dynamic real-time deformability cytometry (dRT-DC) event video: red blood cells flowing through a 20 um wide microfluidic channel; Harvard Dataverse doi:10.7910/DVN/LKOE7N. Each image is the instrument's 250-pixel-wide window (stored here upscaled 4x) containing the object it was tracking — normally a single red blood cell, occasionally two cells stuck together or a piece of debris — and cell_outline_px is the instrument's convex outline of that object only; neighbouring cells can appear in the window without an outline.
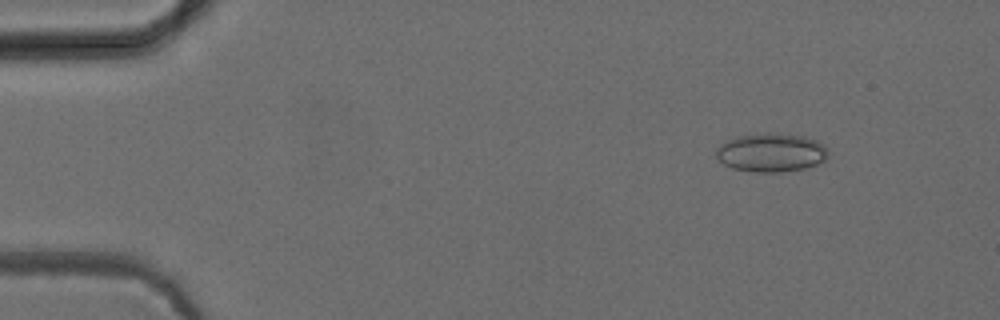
{"species": "common noctule bat (a hibernating species)", "species_latin": "Nyctalus noctula", "temperature_condition": "cold", "stored_images_in_passage": 47, "camera_frame_rate_fps": 3000, "um_per_image_px": 0.085, "animal": {"sex": "female", "body_mass_g": 24.6, "forearm_length_mm": 56.2}, "frame": {"image": 1, "passage_image": 1, "time_ms": 0.0, "image_size_px": [1000, 320], "cell_outline_px": [[828, 156], [824, 160], [816, 164], [804, 168], [780, 172], [752, 172], [732, 168], [724, 164], [716, 156], [716, 148], [724, 140], [736, 136], [756, 132], [768, 132], [804, 136], [816, 140], [824, 144], [828, 152]], "centroid_in_image_um": [65.51, 12.94], "position_along_channel_um": 19.5, "area_um2": 25.61}}
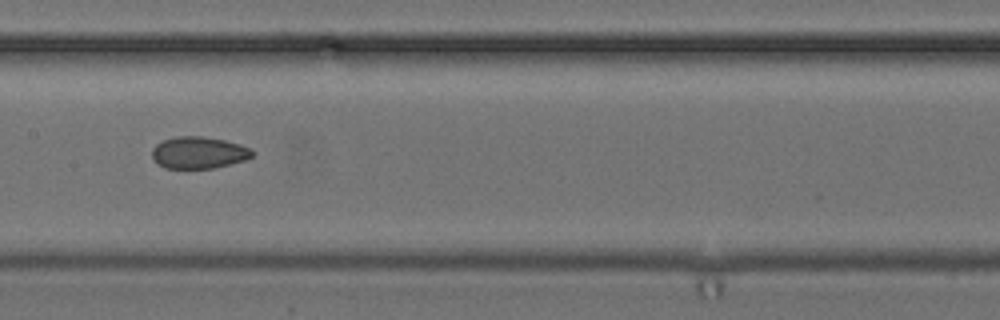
{"frame": {"image": 2, "passage_image": 21, "time_ms": 6.667, "image_size_px": [1000, 320], "cell_outline_px": [[252, 156], [244, 160], [212, 168], [164, 168], [156, 164], [152, 160], [152, 148], [156, 144], [164, 140], [176, 136], [200, 136], [224, 140], [240, 144], [248, 148], [252, 152]], "centroid_in_image_um": [16.81, 12.97], "position_along_channel_um": 190.6, "area_um2": 18.5}}
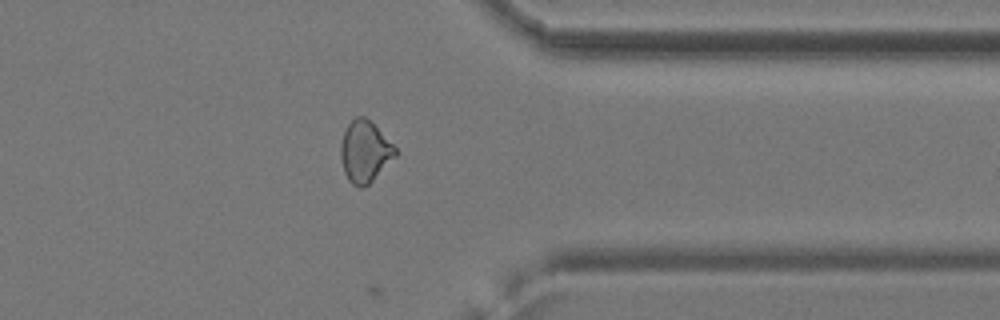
{"frame": {"image": 3, "passage_image": 36, "time_ms": 11.667, "image_size_px": [1000, 320], "cell_outline_px": [[396, 156], [368, 184], [360, 188], [352, 184], [348, 180], [344, 172], [340, 156], [340, 144], [344, 132], [348, 124], [356, 116], [364, 116], [396, 148]], "centroid_in_image_um": [30.97, 12.9], "position_along_channel_um": 380.4, "area_um2": 19.13}, "authors_computed_cell_mechanics": {"area_um2": 19.2474, "velocity_mm_per_s": 3.9454, "shape_relaxation_time_tau1_ms": null, "shape_relaxation_time_tau2_ms": 2.1362, "deformation_change_tau1": null, "deformation_change_tau2": 0.0544}}